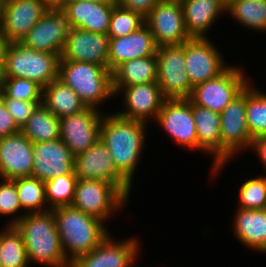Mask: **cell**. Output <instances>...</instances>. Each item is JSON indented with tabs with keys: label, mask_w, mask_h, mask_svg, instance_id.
<instances>
[{
	"label": "cell",
	"mask_w": 266,
	"mask_h": 267,
	"mask_svg": "<svg viewBox=\"0 0 266 267\" xmlns=\"http://www.w3.org/2000/svg\"><path fill=\"white\" fill-rule=\"evenodd\" d=\"M110 111L108 109L103 115L100 140L109 150L117 171L133 186V179L137 176L135 174L149 140L147 133L150 131L147 129L150 124L124 118Z\"/></svg>",
	"instance_id": "6da1fadb"
},
{
	"label": "cell",
	"mask_w": 266,
	"mask_h": 267,
	"mask_svg": "<svg viewBox=\"0 0 266 267\" xmlns=\"http://www.w3.org/2000/svg\"><path fill=\"white\" fill-rule=\"evenodd\" d=\"M20 232L30 266L70 267L62 250L53 211L27 213L15 225Z\"/></svg>",
	"instance_id": "7a4b0ae2"
},
{
	"label": "cell",
	"mask_w": 266,
	"mask_h": 267,
	"mask_svg": "<svg viewBox=\"0 0 266 267\" xmlns=\"http://www.w3.org/2000/svg\"><path fill=\"white\" fill-rule=\"evenodd\" d=\"M62 250L72 263L88 254L110 234L108 225L72 206L52 209Z\"/></svg>",
	"instance_id": "3957f363"
},
{
	"label": "cell",
	"mask_w": 266,
	"mask_h": 267,
	"mask_svg": "<svg viewBox=\"0 0 266 267\" xmlns=\"http://www.w3.org/2000/svg\"><path fill=\"white\" fill-rule=\"evenodd\" d=\"M58 78L72 88L86 107H94L104 112V104L115 97L112 72L104 66L90 62L59 60Z\"/></svg>",
	"instance_id": "277c9868"
},
{
	"label": "cell",
	"mask_w": 266,
	"mask_h": 267,
	"mask_svg": "<svg viewBox=\"0 0 266 267\" xmlns=\"http://www.w3.org/2000/svg\"><path fill=\"white\" fill-rule=\"evenodd\" d=\"M220 117V164L210 172V181L218 179L228 162L250 151L252 146L246 120V87L220 113Z\"/></svg>",
	"instance_id": "5b68a950"
},
{
	"label": "cell",
	"mask_w": 266,
	"mask_h": 267,
	"mask_svg": "<svg viewBox=\"0 0 266 267\" xmlns=\"http://www.w3.org/2000/svg\"><path fill=\"white\" fill-rule=\"evenodd\" d=\"M129 201V198L109 181L78 179L71 206L107 225L115 215L123 213Z\"/></svg>",
	"instance_id": "8992f818"
},
{
	"label": "cell",
	"mask_w": 266,
	"mask_h": 267,
	"mask_svg": "<svg viewBox=\"0 0 266 267\" xmlns=\"http://www.w3.org/2000/svg\"><path fill=\"white\" fill-rule=\"evenodd\" d=\"M59 60L58 54L37 51L22 42H12L0 77L25 78L44 88L58 78Z\"/></svg>",
	"instance_id": "52a82bcc"
},
{
	"label": "cell",
	"mask_w": 266,
	"mask_h": 267,
	"mask_svg": "<svg viewBox=\"0 0 266 267\" xmlns=\"http://www.w3.org/2000/svg\"><path fill=\"white\" fill-rule=\"evenodd\" d=\"M235 65H230L216 78L194 86L189 100L194 105L221 113L253 79L242 65Z\"/></svg>",
	"instance_id": "ba28073f"
},
{
	"label": "cell",
	"mask_w": 266,
	"mask_h": 267,
	"mask_svg": "<svg viewBox=\"0 0 266 267\" xmlns=\"http://www.w3.org/2000/svg\"><path fill=\"white\" fill-rule=\"evenodd\" d=\"M157 84L165 99H189L193 86L185 67L184 43L160 45L156 52Z\"/></svg>",
	"instance_id": "9c48e42d"
},
{
	"label": "cell",
	"mask_w": 266,
	"mask_h": 267,
	"mask_svg": "<svg viewBox=\"0 0 266 267\" xmlns=\"http://www.w3.org/2000/svg\"><path fill=\"white\" fill-rule=\"evenodd\" d=\"M211 39L191 38L184 42L185 67L193 87L216 78L231 65Z\"/></svg>",
	"instance_id": "30bf717a"
},
{
	"label": "cell",
	"mask_w": 266,
	"mask_h": 267,
	"mask_svg": "<svg viewBox=\"0 0 266 267\" xmlns=\"http://www.w3.org/2000/svg\"><path fill=\"white\" fill-rule=\"evenodd\" d=\"M155 123L179 148L197 150V132L189 99H165Z\"/></svg>",
	"instance_id": "8fae6325"
},
{
	"label": "cell",
	"mask_w": 266,
	"mask_h": 267,
	"mask_svg": "<svg viewBox=\"0 0 266 267\" xmlns=\"http://www.w3.org/2000/svg\"><path fill=\"white\" fill-rule=\"evenodd\" d=\"M116 239L111 230L97 247L76 258L70 267H136L142 249L139 237Z\"/></svg>",
	"instance_id": "7c38bea8"
},
{
	"label": "cell",
	"mask_w": 266,
	"mask_h": 267,
	"mask_svg": "<svg viewBox=\"0 0 266 267\" xmlns=\"http://www.w3.org/2000/svg\"><path fill=\"white\" fill-rule=\"evenodd\" d=\"M112 88L115 98L119 100L122 95L121 111H116L118 115L147 124L155 122L165 100L157 82Z\"/></svg>",
	"instance_id": "4fadbf2b"
},
{
	"label": "cell",
	"mask_w": 266,
	"mask_h": 267,
	"mask_svg": "<svg viewBox=\"0 0 266 267\" xmlns=\"http://www.w3.org/2000/svg\"><path fill=\"white\" fill-rule=\"evenodd\" d=\"M74 172L78 179H96L115 184L129 199L132 185L117 171L111 154L99 139L85 152L75 156Z\"/></svg>",
	"instance_id": "5bb4252c"
},
{
	"label": "cell",
	"mask_w": 266,
	"mask_h": 267,
	"mask_svg": "<svg viewBox=\"0 0 266 267\" xmlns=\"http://www.w3.org/2000/svg\"><path fill=\"white\" fill-rule=\"evenodd\" d=\"M71 30L72 25L64 9H47L22 43L34 50L61 56L67 35Z\"/></svg>",
	"instance_id": "9a60e30c"
},
{
	"label": "cell",
	"mask_w": 266,
	"mask_h": 267,
	"mask_svg": "<svg viewBox=\"0 0 266 267\" xmlns=\"http://www.w3.org/2000/svg\"><path fill=\"white\" fill-rule=\"evenodd\" d=\"M144 23L158 46L183 44L191 39L185 28L180 0H161L145 17Z\"/></svg>",
	"instance_id": "2e32d148"
},
{
	"label": "cell",
	"mask_w": 266,
	"mask_h": 267,
	"mask_svg": "<svg viewBox=\"0 0 266 267\" xmlns=\"http://www.w3.org/2000/svg\"><path fill=\"white\" fill-rule=\"evenodd\" d=\"M104 113L97 108L86 107L77 114L59 118L60 139L74 156L85 152L100 139Z\"/></svg>",
	"instance_id": "e0dca14e"
},
{
	"label": "cell",
	"mask_w": 266,
	"mask_h": 267,
	"mask_svg": "<svg viewBox=\"0 0 266 267\" xmlns=\"http://www.w3.org/2000/svg\"><path fill=\"white\" fill-rule=\"evenodd\" d=\"M75 156L61 140L33 143L32 177L43 182L60 175L75 174Z\"/></svg>",
	"instance_id": "ac0fdd59"
},
{
	"label": "cell",
	"mask_w": 266,
	"mask_h": 267,
	"mask_svg": "<svg viewBox=\"0 0 266 267\" xmlns=\"http://www.w3.org/2000/svg\"><path fill=\"white\" fill-rule=\"evenodd\" d=\"M46 12L44 0H6L0 31L11 43L22 42Z\"/></svg>",
	"instance_id": "d6986e66"
},
{
	"label": "cell",
	"mask_w": 266,
	"mask_h": 267,
	"mask_svg": "<svg viewBox=\"0 0 266 267\" xmlns=\"http://www.w3.org/2000/svg\"><path fill=\"white\" fill-rule=\"evenodd\" d=\"M109 36L72 28L60 56V60L95 63L108 69Z\"/></svg>",
	"instance_id": "ffe728a7"
},
{
	"label": "cell",
	"mask_w": 266,
	"mask_h": 267,
	"mask_svg": "<svg viewBox=\"0 0 266 267\" xmlns=\"http://www.w3.org/2000/svg\"><path fill=\"white\" fill-rule=\"evenodd\" d=\"M33 142L21 131L0 138V179L32 176Z\"/></svg>",
	"instance_id": "44dd1931"
},
{
	"label": "cell",
	"mask_w": 266,
	"mask_h": 267,
	"mask_svg": "<svg viewBox=\"0 0 266 267\" xmlns=\"http://www.w3.org/2000/svg\"><path fill=\"white\" fill-rule=\"evenodd\" d=\"M157 48L154 36L145 23L129 35L109 38L108 69L113 72L126 61L153 56Z\"/></svg>",
	"instance_id": "7402d4cb"
},
{
	"label": "cell",
	"mask_w": 266,
	"mask_h": 267,
	"mask_svg": "<svg viewBox=\"0 0 266 267\" xmlns=\"http://www.w3.org/2000/svg\"><path fill=\"white\" fill-rule=\"evenodd\" d=\"M231 229L233 236L250 252L266 253V209L235 208Z\"/></svg>",
	"instance_id": "603a6c76"
},
{
	"label": "cell",
	"mask_w": 266,
	"mask_h": 267,
	"mask_svg": "<svg viewBox=\"0 0 266 267\" xmlns=\"http://www.w3.org/2000/svg\"><path fill=\"white\" fill-rule=\"evenodd\" d=\"M185 28L191 38H211L216 21L225 18L226 6L221 0H180ZM223 15V16H222ZM209 33V34H208Z\"/></svg>",
	"instance_id": "cb8c5ba5"
},
{
	"label": "cell",
	"mask_w": 266,
	"mask_h": 267,
	"mask_svg": "<svg viewBox=\"0 0 266 267\" xmlns=\"http://www.w3.org/2000/svg\"><path fill=\"white\" fill-rule=\"evenodd\" d=\"M116 4V2L72 0L64 10L68 14L72 28L107 34L112 10Z\"/></svg>",
	"instance_id": "d4e9b609"
},
{
	"label": "cell",
	"mask_w": 266,
	"mask_h": 267,
	"mask_svg": "<svg viewBox=\"0 0 266 267\" xmlns=\"http://www.w3.org/2000/svg\"><path fill=\"white\" fill-rule=\"evenodd\" d=\"M193 119L197 132V151L212 159L211 170L220 164V113L192 103Z\"/></svg>",
	"instance_id": "484cf974"
},
{
	"label": "cell",
	"mask_w": 266,
	"mask_h": 267,
	"mask_svg": "<svg viewBox=\"0 0 266 267\" xmlns=\"http://www.w3.org/2000/svg\"><path fill=\"white\" fill-rule=\"evenodd\" d=\"M158 63L156 54L126 61L112 72V87L157 82Z\"/></svg>",
	"instance_id": "4316f807"
},
{
	"label": "cell",
	"mask_w": 266,
	"mask_h": 267,
	"mask_svg": "<svg viewBox=\"0 0 266 267\" xmlns=\"http://www.w3.org/2000/svg\"><path fill=\"white\" fill-rule=\"evenodd\" d=\"M42 104L58 118L77 114L86 108L72 88L59 78L43 88Z\"/></svg>",
	"instance_id": "83f0119b"
},
{
	"label": "cell",
	"mask_w": 266,
	"mask_h": 267,
	"mask_svg": "<svg viewBox=\"0 0 266 267\" xmlns=\"http://www.w3.org/2000/svg\"><path fill=\"white\" fill-rule=\"evenodd\" d=\"M226 15L249 31L266 33V0H233Z\"/></svg>",
	"instance_id": "f1b7e54d"
},
{
	"label": "cell",
	"mask_w": 266,
	"mask_h": 267,
	"mask_svg": "<svg viewBox=\"0 0 266 267\" xmlns=\"http://www.w3.org/2000/svg\"><path fill=\"white\" fill-rule=\"evenodd\" d=\"M21 132L33 143L54 141L60 139V120L41 103Z\"/></svg>",
	"instance_id": "f546056e"
},
{
	"label": "cell",
	"mask_w": 266,
	"mask_h": 267,
	"mask_svg": "<svg viewBox=\"0 0 266 267\" xmlns=\"http://www.w3.org/2000/svg\"><path fill=\"white\" fill-rule=\"evenodd\" d=\"M0 262L2 267H30L26 247L15 226L0 228Z\"/></svg>",
	"instance_id": "4dcf8cb0"
},
{
	"label": "cell",
	"mask_w": 266,
	"mask_h": 267,
	"mask_svg": "<svg viewBox=\"0 0 266 267\" xmlns=\"http://www.w3.org/2000/svg\"><path fill=\"white\" fill-rule=\"evenodd\" d=\"M246 120L252 139L266 135V91L253 79L246 86Z\"/></svg>",
	"instance_id": "1f68e13d"
},
{
	"label": "cell",
	"mask_w": 266,
	"mask_h": 267,
	"mask_svg": "<svg viewBox=\"0 0 266 267\" xmlns=\"http://www.w3.org/2000/svg\"><path fill=\"white\" fill-rule=\"evenodd\" d=\"M15 184L22 210L26 214L50 211L43 181L32 176L19 177L15 179Z\"/></svg>",
	"instance_id": "d6a6232c"
},
{
	"label": "cell",
	"mask_w": 266,
	"mask_h": 267,
	"mask_svg": "<svg viewBox=\"0 0 266 267\" xmlns=\"http://www.w3.org/2000/svg\"><path fill=\"white\" fill-rule=\"evenodd\" d=\"M77 180L75 174H67L44 182L45 198L50 210L61 206H71Z\"/></svg>",
	"instance_id": "836d02e7"
},
{
	"label": "cell",
	"mask_w": 266,
	"mask_h": 267,
	"mask_svg": "<svg viewBox=\"0 0 266 267\" xmlns=\"http://www.w3.org/2000/svg\"><path fill=\"white\" fill-rule=\"evenodd\" d=\"M254 176V177H253ZM237 188L238 203L236 208L265 209L266 204V175H252L242 181Z\"/></svg>",
	"instance_id": "e575fe53"
},
{
	"label": "cell",
	"mask_w": 266,
	"mask_h": 267,
	"mask_svg": "<svg viewBox=\"0 0 266 267\" xmlns=\"http://www.w3.org/2000/svg\"><path fill=\"white\" fill-rule=\"evenodd\" d=\"M26 213L22 210L15 179L0 180V217H7L5 226H14Z\"/></svg>",
	"instance_id": "d590c367"
},
{
	"label": "cell",
	"mask_w": 266,
	"mask_h": 267,
	"mask_svg": "<svg viewBox=\"0 0 266 267\" xmlns=\"http://www.w3.org/2000/svg\"><path fill=\"white\" fill-rule=\"evenodd\" d=\"M0 90L7 96L23 101H42L43 88L34 81L17 77H0Z\"/></svg>",
	"instance_id": "8d00e7d4"
},
{
	"label": "cell",
	"mask_w": 266,
	"mask_h": 267,
	"mask_svg": "<svg viewBox=\"0 0 266 267\" xmlns=\"http://www.w3.org/2000/svg\"><path fill=\"white\" fill-rule=\"evenodd\" d=\"M145 18L139 13L124 9L116 4L113 7L110 27L107 35L109 38H117L129 35L144 24Z\"/></svg>",
	"instance_id": "74e56055"
},
{
	"label": "cell",
	"mask_w": 266,
	"mask_h": 267,
	"mask_svg": "<svg viewBox=\"0 0 266 267\" xmlns=\"http://www.w3.org/2000/svg\"><path fill=\"white\" fill-rule=\"evenodd\" d=\"M0 98L6 105L8 112L12 115L16 125L22 129L28 119L33 115L35 109L42 101H23L7 97L0 90Z\"/></svg>",
	"instance_id": "f35d334b"
},
{
	"label": "cell",
	"mask_w": 266,
	"mask_h": 267,
	"mask_svg": "<svg viewBox=\"0 0 266 267\" xmlns=\"http://www.w3.org/2000/svg\"><path fill=\"white\" fill-rule=\"evenodd\" d=\"M161 0H116L124 9L139 13L145 18Z\"/></svg>",
	"instance_id": "ab89813d"
},
{
	"label": "cell",
	"mask_w": 266,
	"mask_h": 267,
	"mask_svg": "<svg viewBox=\"0 0 266 267\" xmlns=\"http://www.w3.org/2000/svg\"><path fill=\"white\" fill-rule=\"evenodd\" d=\"M12 115L8 112L5 103L0 98V138L20 132Z\"/></svg>",
	"instance_id": "60d3db41"
},
{
	"label": "cell",
	"mask_w": 266,
	"mask_h": 267,
	"mask_svg": "<svg viewBox=\"0 0 266 267\" xmlns=\"http://www.w3.org/2000/svg\"><path fill=\"white\" fill-rule=\"evenodd\" d=\"M251 150L254 152V155L258 157L257 159H259V161L262 163L261 165L265 170V173L262 174L266 175V135H261L254 138L250 152Z\"/></svg>",
	"instance_id": "b9f144b4"
},
{
	"label": "cell",
	"mask_w": 266,
	"mask_h": 267,
	"mask_svg": "<svg viewBox=\"0 0 266 267\" xmlns=\"http://www.w3.org/2000/svg\"><path fill=\"white\" fill-rule=\"evenodd\" d=\"M10 44L11 42L0 31V76L5 67L6 55Z\"/></svg>",
	"instance_id": "7bdbcfd3"
},
{
	"label": "cell",
	"mask_w": 266,
	"mask_h": 267,
	"mask_svg": "<svg viewBox=\"0 0 266 267\" xmlns=\"http://www.w3.org/2000/svg\"><path fill=\"white\" fill-rule=\"evenodd\" d=\"M47 9H64L72 0H44Z\"/></svg>",
	"instance_id": "ee69618b"
},
{
	"label": "cell",
	"mask_w": 266,
	"mask_h": 267,
	"mask_svg": "<svg viewBox=\"0 0 266 267\" xmlns=\"http://www.w3.org/2000/svg\"><path fill=\"white\" fill-rule=\"evenodd\" d=\"M5 5H6V0H0V18L3 13Z\"/></svg>",
	"instance_id": "f6af8a7d"
},
{
	"label": "cell",
	"mask_w": 266,
	"mask_h": 267,
	"mask_svg": "<svg viewBox=\"0 0 266 267\" xmlns=\"http://www.w3.org/2000/svg\"><path fill=\"white\" fill-rule=\"evenodd\" d=\"M83 1H90V2H116V0H83Z\"/></svg>",
	"instance_id": "bcb514c9"
},
{
	"label": "cell",
	"mask_w": 266,
	"mask_h": 267,
	"mask_svg": "<svg viewBox=\"0 0 266 267\" xmlns=\"http://www.w3.org/2000/svg\"><path fill=\"white\" fill-rule=\"evenodd\" d=\"M227 7L233 0H221Z\"/></svg>",
	"instance_id": "7dc6e473"
}]
</instances>
